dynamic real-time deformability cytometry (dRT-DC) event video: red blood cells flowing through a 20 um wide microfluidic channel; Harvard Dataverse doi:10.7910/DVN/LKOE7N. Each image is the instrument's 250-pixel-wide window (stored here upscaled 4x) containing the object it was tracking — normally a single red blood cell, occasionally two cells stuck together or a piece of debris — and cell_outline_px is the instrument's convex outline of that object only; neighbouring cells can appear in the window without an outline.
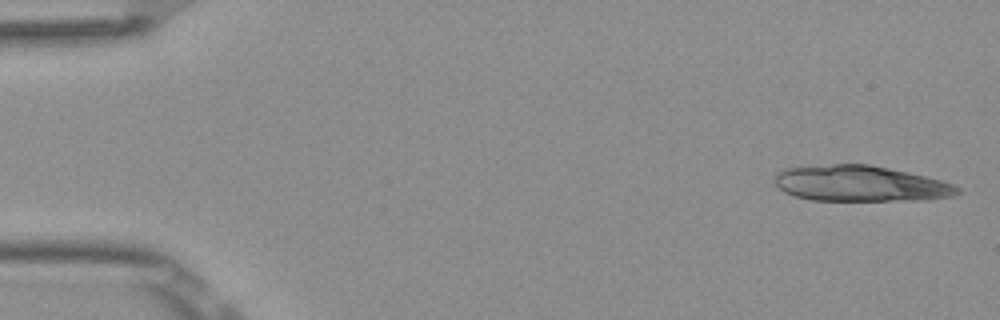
{"species": "Egyptian fruit bat (a non-hibernating species)", "species_latin": "Rousettus aegyptiacus", "temperature_condition": "room temperature", "stored_images_in_passage": 14, "camera_frame_rate_fps": 3000, "um_per_image_px": 0.085, "frame": {"image": 1, "passage_image": 1, "time_ms": 0.0, "image_size_px": [1000, 320], "cell_outline_px": [[960, 192], [952, 196], [928, 200], [812, 200], [796, 196], [784, 192], [776, 184], [776, 172], [784, 168], [832, 164], [868, 164], [908, 172], [940, 180], [952, 184], [960, 188]], "centroid_in_image_um": [73.14, 15.6], "position_along_channel_um": 11.9, "area_um2": 37.92}}